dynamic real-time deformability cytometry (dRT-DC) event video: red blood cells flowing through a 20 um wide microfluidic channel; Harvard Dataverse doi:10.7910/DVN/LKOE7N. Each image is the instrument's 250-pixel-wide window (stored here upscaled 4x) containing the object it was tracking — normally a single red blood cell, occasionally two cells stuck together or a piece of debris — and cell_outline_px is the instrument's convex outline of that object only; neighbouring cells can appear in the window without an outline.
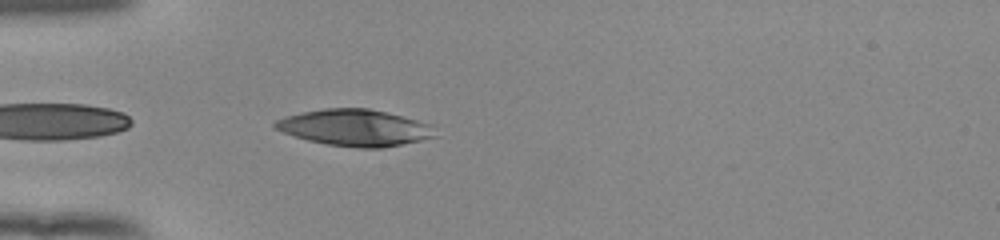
{"species": "human", "species_latin": "Homo sapiens", "temperature_condition": "room temperature", "stored_images_in_passage": 23, "camera_frame_rate_fps": 3000, "um_per_image_px": 0.085, "donor": {"sex": "female"}, "frame": {"image": 1, "passage_image": 2, "time_ms": 0.333, "image_size_px": [1000, 240], "cell_outline_px": [[436, 136], [420, 140], [384, 148], [356, 148], [328, 144], [308, 140], [272, 128], [272, 124], [276, 120], [284, 116], [324, 108], [368, 108], [432, 124]], "centroid_in_image_um": [30.14, 10.86], "position_along_channel_um": 54.9, "area_um2": 33.81}}
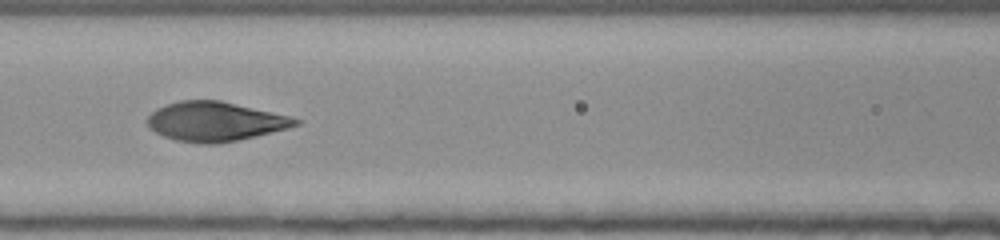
{"frame": {"image": 2, "passage_image": 10, "time_ms": 3.0, "image_size_px": [1000, 240], "cell_outline_px": [[304, 120], [300, 124], [288, 128], [256, 136], [216, 144], [196, 144], [176, 140], [164, 136], [148, 128], [144, 120], [156, 108], [180, 100], [220, 100], [292, 116]], "centroid_in_image_um": [18.29, 10.33], "position_along_channel_um": 148.3, "area_um2": 34.33}}
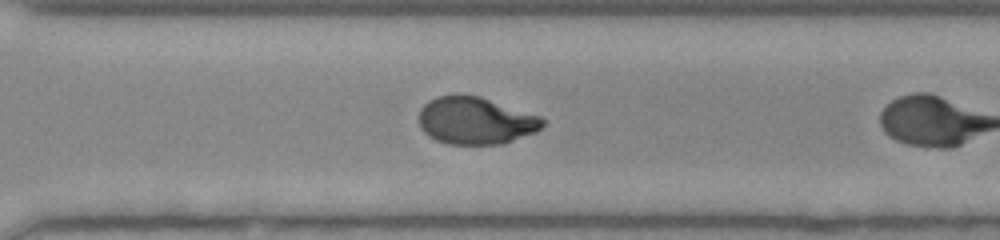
{"frame": {"image": 3, "passage_image": 21, "time_ms": 6.667, "image_size_px": [1000, 240], "cell_outline_px": [[544, 124], [536, 132], [500, 144], [448, 144], [436, 140], [428, 136], [420, 128], [420, 108], [428, 100], [436, 96], [480, 96], [540, 116], [544, 120]], "centroid_in_image_um": [40.41, 10.26], "position_along_channel_um": 330.2, "area_um2": 33.76}}